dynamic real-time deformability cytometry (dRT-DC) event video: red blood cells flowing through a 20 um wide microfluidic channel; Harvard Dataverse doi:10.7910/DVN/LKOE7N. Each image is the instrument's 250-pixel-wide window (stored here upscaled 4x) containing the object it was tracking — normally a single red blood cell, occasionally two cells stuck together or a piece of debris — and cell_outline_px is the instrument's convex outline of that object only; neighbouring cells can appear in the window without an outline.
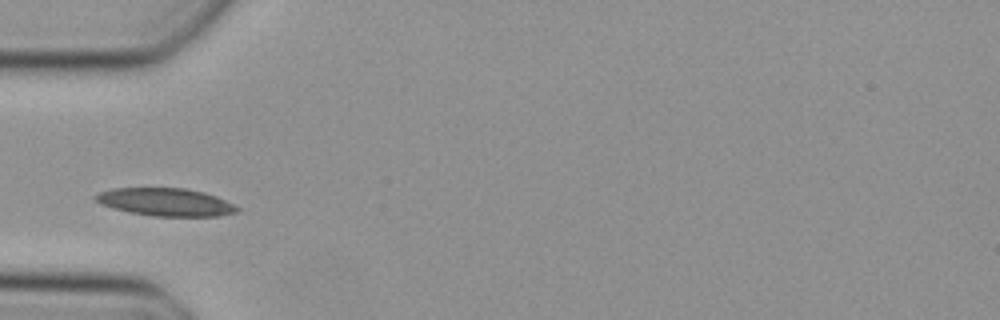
{"species": "Egyptian fruit bat (a non-hibernating species)", "species_latin": "Rousettus aegyptiacus", "temperature_condition": "cold", "stored_images_in_passage": 34, "camera_frame_rate_fps": 3000, "um_per_image_px": 0.085, "animal": {"sex": "female"}, "frame": {"image": 1, "passage_image": 1, "time_ms": 0.0, "image_size_px": [1000, 320], "cell_outline_px": [[240, 208], [236, 212], [220, 216], [152, 216], [128, 212], [112, 208], [100, 204], [92, 196], [100, 192], [112, 188], [184, 188], [204, 192], [216, 196]], "centroid_in_image_um": [14.04, 17.17], "position_along_channel_um": 71.0, "area_um2": 22.95}}
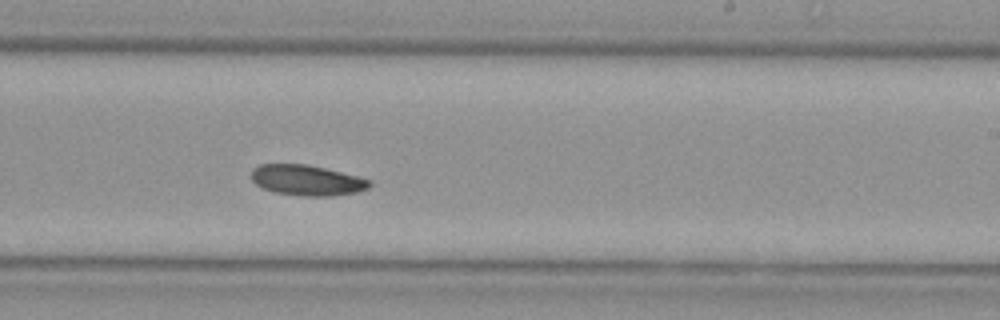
{"frame": {"image": 2, "passage_image": 15, "time_ms": 4.667, "image_size_px": [1000, 320], "cell_outline_px": [[372, 184], [368, 188], [356, 192], [332, 196], [304, 196], [272, 192], [260, 188], [252, 180], [252, 168], [260, 164], [308, 164], [372, 180]], "centroid_in_image_um": [26.06, 15.32], "position_along_channel_um": 262.9, "area_um2": 21.1}}
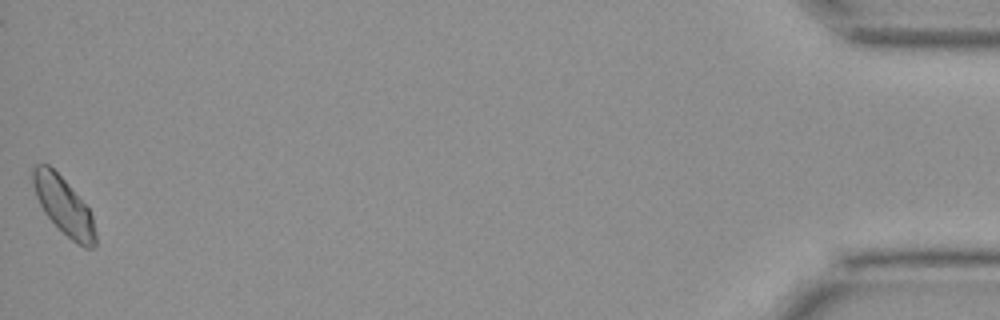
{"frame": {"image": 3, "passage_image": 34, "time_ms": 11.0, "image_size_px": [1000, 320], "cell_outline_px": [[96, 244], [92, 248], [84, 248], [72, 240], [44, 212], [36, 196], [32, 184], [32, 168], [36, 164], [48, 164], [68, 184], [88, 208], [92, 216], [96, 232]], "centroid_in_image_um": [5.41, 17.49], "position_along_channel_um": 429.8, "area_um2": 20.52}}